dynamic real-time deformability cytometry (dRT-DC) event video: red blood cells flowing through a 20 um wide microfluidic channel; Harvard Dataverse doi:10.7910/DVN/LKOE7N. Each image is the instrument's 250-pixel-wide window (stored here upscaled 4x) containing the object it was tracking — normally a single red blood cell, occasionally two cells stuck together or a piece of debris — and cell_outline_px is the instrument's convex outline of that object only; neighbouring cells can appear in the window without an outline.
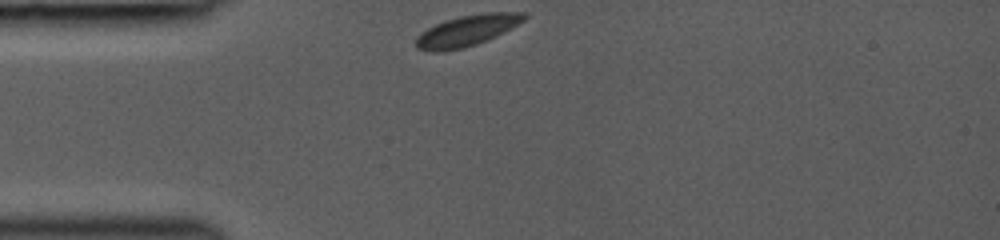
{"species": "common noctule bat (a hibernating species)", "species_latin": "Nyctalus noctula", "temperature_condition": "room temperature", "stored_images_in_passage": 5, "segment_of_instrument_passage": [1, 2], "camera_frame_rate_fps": 3000, "um_per_image_px": 0.085, "animal": {"sex": "female", "body_mass_g": 19.0, "forearm_length_mm": 53.3}, "frame": {"image": 1, "passage_image": 1, "time_ms": 0.0, "image_size_px": [1000, 240], "cell_outline_px": [[528, 16], [524, 20], [496, 36], [476, 44], [464, 48], [444, 52], [432, 52], [416, 48], [416, 36], [420, 32], [444, 20], [460, 16], [484, 12], [528, 12]], "centroid_in_image_um": [39.67, 2.6], "position_along_channel_um": 45.3, "area_um2": 19.65}}
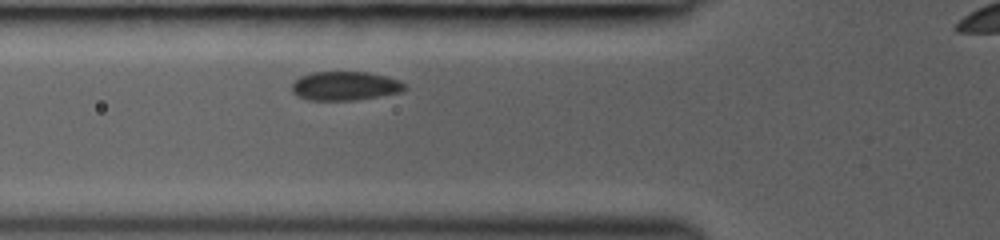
{"frame": {"image": 2, "passage_image": 4, "time_ms": 1.667, "image_size_px": [1000, 240], "cell_outline_px": [[408, 88], [400, 92], [356, 100], [308, 100], [296, 96], [292, 92], [292, 84], [300, 76], [312, 72], [368, 72], [400, 80]], "centroid_in_image_um": [29.31, 7.31], "position_along_channel_um": 96.5, "area_um2": 19.02}}